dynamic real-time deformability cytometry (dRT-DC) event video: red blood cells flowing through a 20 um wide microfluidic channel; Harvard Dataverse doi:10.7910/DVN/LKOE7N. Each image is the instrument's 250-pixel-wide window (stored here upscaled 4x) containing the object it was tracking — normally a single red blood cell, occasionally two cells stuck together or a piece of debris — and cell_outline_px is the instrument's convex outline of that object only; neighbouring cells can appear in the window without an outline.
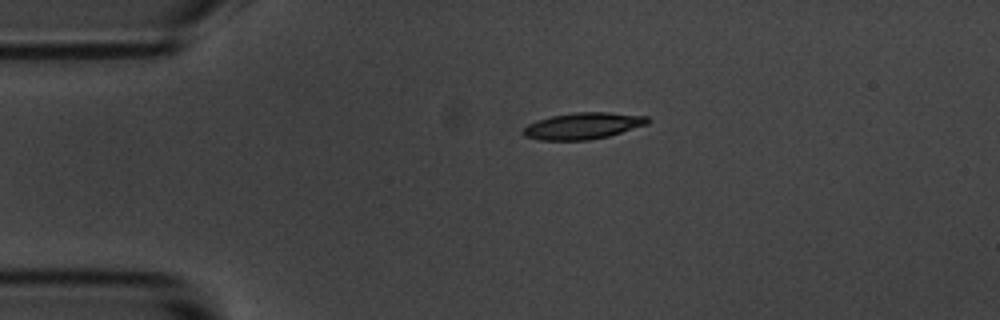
{"species": "common noctule bat (a hibernating species)", "species_latin": "Nyctalus noctula", "temperature_condition": "room temperature", "stored_images_in_passage": 2, "camera_frame_rate_fps": 3000, "um_per_image_px": 0.085, "animal": {"sex": "male", "body_mass_g": 20.1, "forearm_length_mm": 53.5}, "frame": {"image": 1, "passage_image": 1, "time_ms": 0.0, "image_size_px": [1000, 320], "cell_outline_px": [[652, 120], [648, 124], [608, 136], [588, 140], [540, 140], [524, 136], [520, 132], [528, 124], [536, 120], [552, 116], [576, 112], [608, 112], [648, 116]], "centroid_in_image_um": [49.55, 10.69], "position_along_channel_um": 35.4, "area_um2": 19.31}}